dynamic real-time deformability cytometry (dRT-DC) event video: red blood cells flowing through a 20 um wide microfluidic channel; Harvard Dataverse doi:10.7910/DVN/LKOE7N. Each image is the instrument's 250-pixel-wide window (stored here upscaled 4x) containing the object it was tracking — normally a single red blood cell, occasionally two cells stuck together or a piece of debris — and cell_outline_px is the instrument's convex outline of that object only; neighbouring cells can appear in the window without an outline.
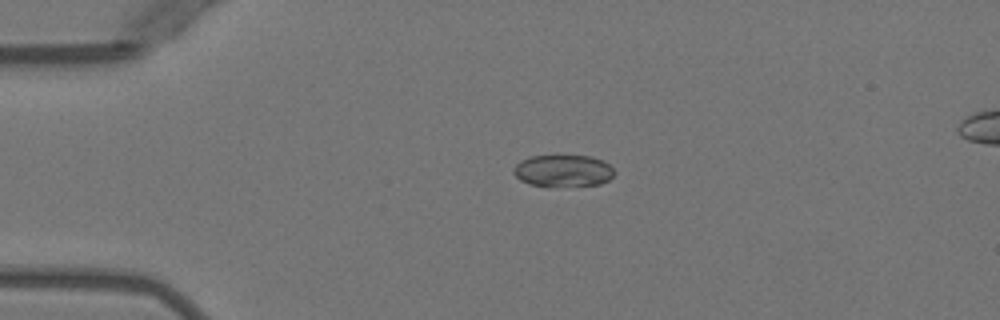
{"species": "Egyptian fruit bat (a non-hibernating species)", "species_latin": "Rousettus aegyptiacus", "temperature_condition": "warm", "stored_images_in_passage": 2, "camera_frame_rate_fps": 3000, "um_per_image_px": 0.085, "animal": {"sex": "female"}, "frame": {"image": 1, "passage_image": 1, "time_ms": 0.0, "image_size_px": [1000, 320], "cell_outline_px": [[616, 172], [608, 180], [600, 184], [548, 188], [528, 184], [520, 180], [512, 172], [512, 168], [520, 160], [528, 156], [592, 156], [604, 160]], "centroid_in_image_um": [47.83, 14.54], "position_along_channel_um": 37.2, "area_um2": 19.31}}